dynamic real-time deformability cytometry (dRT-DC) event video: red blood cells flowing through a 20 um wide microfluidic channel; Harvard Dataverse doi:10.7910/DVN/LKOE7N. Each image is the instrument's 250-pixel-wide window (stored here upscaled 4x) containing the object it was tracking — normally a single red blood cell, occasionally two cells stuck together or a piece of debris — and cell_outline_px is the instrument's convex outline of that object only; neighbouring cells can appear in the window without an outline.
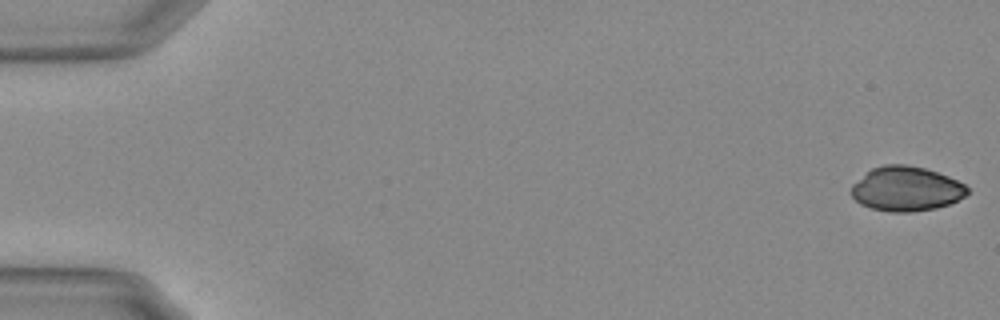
{"species": "Egyptian fruit bat (a non-hibernating species)", "species_latin": "Rousettus aegyptiacus", "temperature_condition": "warm", "stored_images_in_passage": 15, "camera_frame_rate_fps": 3000, "um_per_image_px": 0.085, "animal": {"sex": "female"}, "frame": {"image": 1, "passage_image": 1, "time_ms": 0.0, "image_size_px": [1000, 320], "cell_outline_px": [[968, 192], [964, 196], [948, 204], [936, 208], [912, 212], [892, 212], [872, 208], [860, 204], [848, 192], [852, 184], [872, 168], [884, 164], [908, 164], [924, 168], [948, 176], [964, 184], [968, 188]], "centroid_in_image_um": [76.99, 16.05], "position_along_channel_um": 8.0, "area_um2": 30.11}}
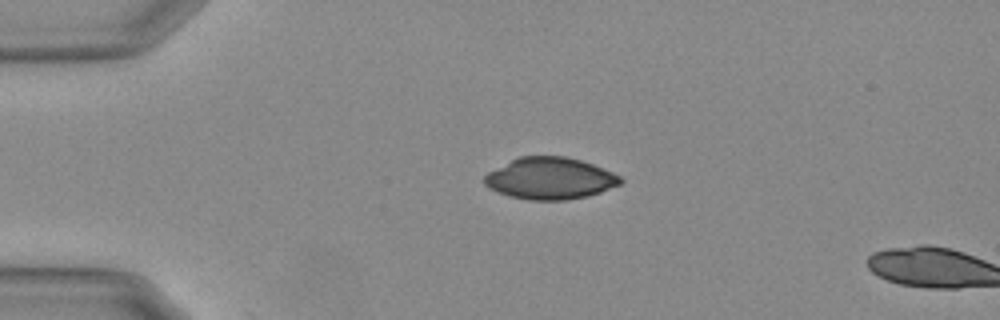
{"frame": {"image": 2, "passage_image": 13, "time_ms": 4.0, "image_size_px": [1000, 320], "cell_outline_px": [[624, 180], [620, 184], [600, 192], [588, 196], [564, 200], [528, 200], [512, 196], [488, 188], [484, 184], [484, 176], [488, 172], [520, 156], [568, 156], [592, 164], [612, 172], [620, 176]], "centroid_in_image_um": [46.76, 15.16], "position_along_channel_um": 38.2, "area_um2": 32.89}}